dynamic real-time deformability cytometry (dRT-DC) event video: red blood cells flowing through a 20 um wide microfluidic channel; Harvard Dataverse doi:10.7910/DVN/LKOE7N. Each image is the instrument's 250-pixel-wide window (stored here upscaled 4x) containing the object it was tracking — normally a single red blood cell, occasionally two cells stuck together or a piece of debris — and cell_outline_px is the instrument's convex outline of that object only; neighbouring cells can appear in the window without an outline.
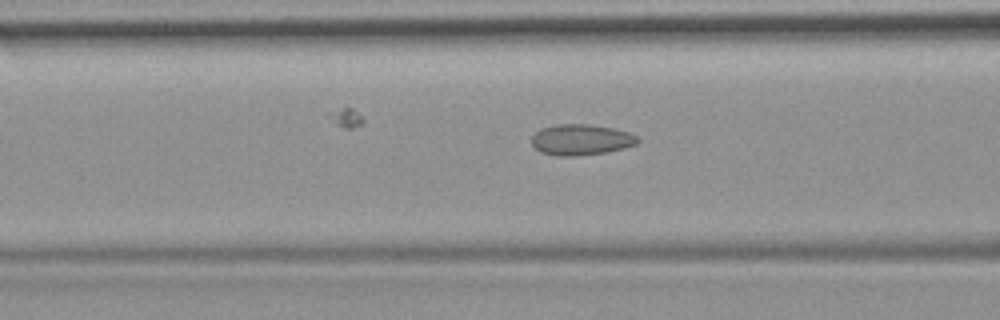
{"species": "common noctule bat (a hibernating species)", "species_latin": "Nyctalus noctula", "temperature_condition": "room temperature", "stored_images_in_passage": 39, "camera_frame_rate_fps": 3000, "um_per_image_px": 0.085, "animal": {"sex": "female", "body_mass_g": 19.9}, "frame": {"image": 1, "passage_image": 7, "time_ms": 2.0, "image_size_px": [1000, 320], "cell_outline_px": [[640, 140], [636, 144], [624, 148], [608, 152], [576, 156], [556, 156], [540, 152], [532, 144], [532, 136], [540, 128], [556, 124], [588, 124], [612, 128], [628, 132], [636, 136]], "centroid_in_image_um": [49.37, 11.88], "position_along_channel_um": 117.2, "area_um2": 19.13}}
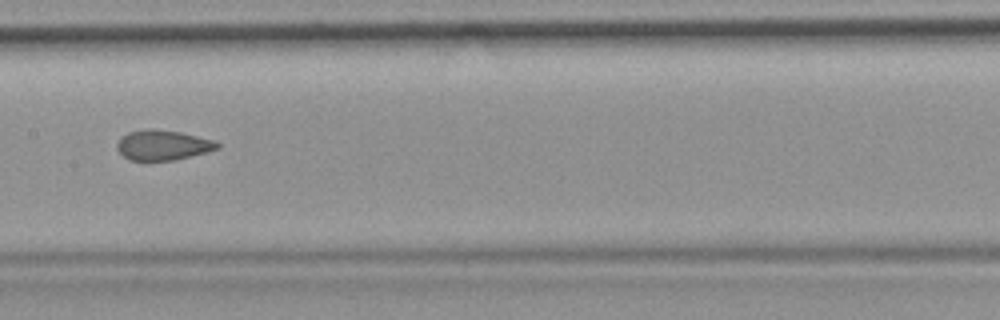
{"frame": {"image": 2, "passage_image": 13, "time_ms": 4.0, "image_size_px": [1000, 320], "cell_outline_px": [[220, 148], [208, 152], [176, 160], [128, 160], [116, 148], [116, 144], [128, 132], [152, 128], [180, 132], [216, 140], [220, 144]], "centroid_in_image_um": [13.89, 12.34], "position_along_channel_um": 193.5, "area_um2": 17.63}}
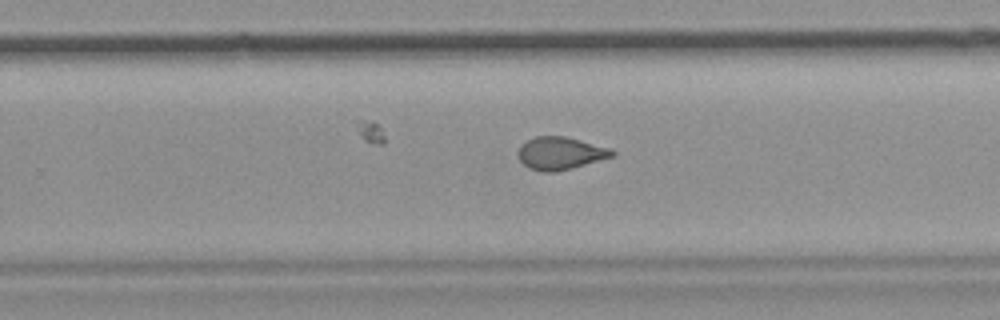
{"frame": {"image": 3, "passage_image": 20, "time_ms": 6.333, "image_size_px": [1000, 320], "cell_outline_px": [[616, 156], [572, 168], [556, 172], [544, 172], [528, 168], [520, 160], [520, 144], [536, 136], [564, 136], [612, 148], [616, 152]], "centroid_in_image_um": [47.69, 13.03], "position_along_channel_um": 282.1, "area_um2": 17.92}, "authors_computed_cell_mechanics": {"area_um2": 18.1492, "velocity_mm_per_s": 3.8175, "shape_relaxation_time_tau1_ms": null, "shape_relaxation_time_tau2_ms": 1.4426, "deformation_change_tau1": null, "deformation_change_tau2": 0.0678}}